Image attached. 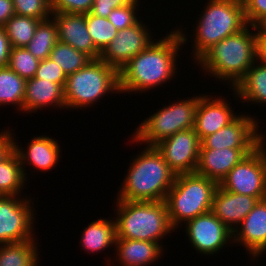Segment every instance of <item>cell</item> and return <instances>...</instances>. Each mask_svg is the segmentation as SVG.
Instances as JSON below:
<instances>
[{
    "label": "cell",
    "mask_w": 266,
    "mask_h": 266,
    "mask_svg": "<svg viewBox=\"0 0 266 266\" xmlns=\"http://www.w3.org/2000/svg\"><path fill=\"white\" fill-rule=\"evenodd\" d=\"M26 182L20 158L17 152L13 150L0 162V196H22L21 192L24 190Z\"/></svg>",
    "instance_id": "cell-26"
},
{
    "label": "cell",
    "mask_w": 266,
    "mask_h": 266,
    "mask_svg": "<svg viewBox=\"0 0 266 266\" xmlns=\"http://www.w3.org/2000/svg\"><path fill=\"white\" fill-rule=\"evenodd\" d=\"M57 40L84 52L91 59H99L101 52L94 46L87 29L85 14L53 13Z\"/></svg>",
    "instance_id": "cell-17"
},
{
    "label": "cell",
    "mask_w": 266,
    "mask_h": 266,
    "mask_svg": "<svg viewBox=\"0 0 266 266\" xmlns=\"http://www.w3.org/2000/svg\"><path fill=\"white\" fill-rule=\"evenodd\" d=\"M11 48L5 28L0 26V68L7 67Z\"/></svg>",
    "instance_id": "cell-40"
},
{
    "label": "cell",
    "mask_w": 266,
    "mask_h": 266,
    "mask_svg": "<svg viewBox=\"0 0 266 266\" xmlns=\"http://www.w3.org/2000/svg\"><path fill=\"white\" fill-rule=\"evenodd\" d=\"M26 81L8 66L0 68V106L14 105L23 113Z\"/></svg>",
    "instance_id": "cell-27"
},
{
    "label": "cell",
    "mask_w": 266,
    "mask_h": 266,
    "mask_svg": "<svg viewBox=\"0 0 266 266\" xmlns=\"http://www.w3.org/2000/svg\"><path fill=\"white\" fill-rule=\"evenodd\" d=\"M39 63L26 47H12L7 66L27 80L35 76Z\"/></svg>",
    "instance_id": "cell-32"
},
{
    "label": "cell",
    "mask_w": 266,
    "mask_h": 266,
    "mask_svg": "<svg viewBox=\"0 0 266 266\" xmlns=\"http://www.w3.org/2000/svg\"><path fill=\"white\" fill-rule=\"evenodd\" d=\"M233 90L234 98L243 103L266 106V65L256 61Z\"/></svg>",
    "instance_id": "cell-24"
},
{
    "label": "cell",
    "mask_w": 266,
    "mask_h": 266,
    "mask_svg": "<svg viewBox=\"0 0 266 266\" xmlns=\"http://www.w3.org/2000/svg\"><path fill=\"white\" fill-rule=\"evenodd\" d=\"M232 240L242 245L253 261L266 252V199L260 200L243 219Z\"/></svg>",
    "instance_id": "cell-16"
},
{
    "label": "cell",
    "mask_w": 266,
    "mask_h": 266,
    "mask_svg": "<svg viewBox=\"0 0 266 266\" xmlns=\"http://www.w3.org/2000/svg\"><path fill=\"white\" fill-rule=\"evenodd\" d=\"M140 0H135L133 3L127 4L123 7L113 9L108 15L107 19L119 30L128 28L136 24L141 17H138V8Z\"/></svg>",
    "instance_id": "cell-34"
},
{
    "label": "cell",
    "mask_w": 266,
    "mask_h": 266,
    "mask_svg": "<svg viewBox=\"0 0 266 266\" xmlns=\"http://www.w3.org/2000/svg\"><path fill=\"white\" fill-rule=\"evenodd\" d=\"M110 93L120 94L118 72L100 58L92 59L67 76L64 86L66 110L92 107Z\"/></svg>",
    "instance_id": "cell-7"
},
{
    "label": "cell",
    "mask_w": 266,
    "mask_h": 266,
    "mask_svg": "<svg viewBox=\"0 0 266 266\" xmlns=\"http://www.w3.org/2000/svg\"><path fill=\"white\" fill-rule=\"evenodd\" d=\"M200 146L194 128L177 132L154 145L176 175L196 171Z\"/></svg>",
    "instance_id": "cell-14"
},
{
    "label": "cell",
    "mask_w": 266,
    "mask_h": 266,
    "mask_svg": "<svg viewBox=\"0 0 266 266\" xmlns=\"http://www.w3.org/2000/svg\"><path fill=\"white\" fill-rule=\"evenodd\" d=\"M129 163L127 175L115 199L125 201H165L176 174L154 146H146Z\"/></svg>",
    "instance_id": "cell-3"
},
{
    "label": "cell",
    "mask_w": 266,
    "mask_h": 266,
    "mask_svg": "<svg viewBox=\"0 0 266 266\" xmlns=\"http://www.w3.org/2000/svg\"><path fill=\"white\" fill-rule=\"evenodd\" d=\"M135 0H94L89 13L107 18L113 9L133 3Z\"/></svg>",
    "instance_id": "cell-38"
},
{
    "label": "cell",
    "mask_w": 266,
    "mask_h": 266,
    "mask_svg": "<svg viewBox=\"0 0 266 266\" xmlns=\"http://www.w3.org/2000/svg\"><path fill=\"white\" fill-rule=\"evenodd\" d=\"M57 27L52 18L41 21L26 49L37 59L49 58L57 42Z\"/></svg>",
    "instance_id": "cell-28"
},
{
    "label": "cell",
    "mask_w": 266,
    "mask_h": 266,
    "mask_svg": "<svg viewBox=\"0 0 266 266\" xmlns=\"http://www.w3.org/2000/svg\"><path fill=\"white\" fill-rule=\"evenodd\" d=\"M256 50L257 27L247 25L240 32L212 45L194 63L203 70L201 72L215 80L228 82L229 89H233L256 62Z\"/></svg>",
    "instance_id": "cell-2"
},
{
    "label": "cell",
    "mask_w": 266,
    "mask_h": 266,
    "mask_svg": "<svg viewBox=\"0 0 266 266\" xmlns=\"http://www.w3.org/2000/svg\"><path fill=\"white\" fill-rule=\"evenodd\" d=\"M258 202L256 197L229 192L218 186L211 212L234 232Z\"/></svg>",
    "instance_id": "cell-19"
},
{
    "label": "cell",
    "mask_w": 266,
    "mask_h": 266,
    "mask_svg": "<svg viewBox=\"0 0 266 266\" xmlns=\"http://www.w3.org/2000/svg\"><path fill=\"white\" fill-rule=\"evenodd\" d=\"M15 14L41 21L52 17V0H12Z\"/></svg>",
    "instance_id": "cell-33"
},
{
    "label": "cell",
    "mask_w": 266,
    "mask_h": 266,
    "mask_svg": "<svg viewBox=\"0 0 266 266\" xmlns=\"http://www.w3.org/2000/svg\"><path fill=\"white\" fill-rule=\"evenodd\" d=\"M49 58L61 67L67 76L83 68L92 60L84 52L78 51L72 46L60 41L56 42Z\"/></svg>",
    "instance_id": "cell-30"
},
{
    "label": "cell",
    "mask_w": 266,
    "mask_h": 266,
    "mask_svg": "<svg viewBox=\"0 0 266 266\" xmlns=\"http://www.w3.org/2000/svg\"><path fill=\"white\" fill-rule=\"evenodd\" d=\"M185 31L175 27L162 39L155 38L145 50L131 58L118 72L120 94H142L176 78V60L188 41Z\"/></svg>",
    "instance_id": "cell-1"
},
{
    "label": "cell",
    "mask_w": 266,
    "mask_h": 266,
    "mask_svg": "<svg viewBox=\"0 0 266 266\" xmlns=\"http://www.w3.org/2000/svg\"><path fill=\"white\" fill-rule=\"evenodd\" d=\"M10 128L4 129L0 132V162H2L13 150L14 141L16 140L14 132Z\"/></svg>",
    "instance_id": "cell-39"
},
{
    "label": "cell",
    "mask_w": 266,
    "mask_h": 266,
    "mask_svg": "<svg viewBox=\"0 0 266 266\" xmlns=\"http://www.w3.org/2000/svg\"><path fill=\"white\" fill-rule=\"evenodd\" d=\"M183 225H186L184 227L186 228V237L192 244L191 247L201 255L214 256L227 244L233 243L231 242L233 241L231 240L233 232L211 211L201 214Z\"/></svg>",
    "instance_id": "cell-12"
},
{
    "label": "cell",
    "mask_w": 266,
    "mask_h": 266,
    "mask_svg": "<svg viewBox=\"0 0 266 266\" xmlns=\"http://www.w3.org/2000/svg\"><path fill=\"white\" fill-rule=\"evenodd\" d=\"M44 107L65 109L64 87L45 79L35 77L27 79L23 113H34L43 110Z\"/></svg>",
    "instance_id": "cell-22"
},
{
    "label": "cell",
    "mask_w": 266,
    "mask_h": 266,
    "mask_svg": "<svg viewBox=\"0 0 266 266\" xmlns=\"http://www.w3.org/2000/svg\"><path fill=\"white\" fill-rule=\"evenodd\" d=\"M36 243L37 237L0 245V266H39L40 252Z\"/></svg>",
    "instance_id": "cell-25"
},
{
    "label": "cell",
    "mask_w": 266,
    "mask_h": 266,
    "mask_svg": "<svg viewBox=\"0 0 266 266\" xmlns=\"http://www.w3.org/2000/svg\"><path fill=\"white\" fill-rule=\"evenodd\" d=\"M266 140L242 159L219 186L229 192L266 199Z\"/></svg>",
    "instance_id": "cell-9"
},
{
    "label": "cell",
    "mask_w": 266,
    "mask_h": 266,
    "mask_svg": "<svg viewBox=\"0 0 266 266\" xmlns=\"http://www.w3.org/2000/svg\"><path fill=\"white\" fill-rule=\"evenodd\" d=\"M195 30L192 58L196 61L212 45L232 36L247 26L242 0H209Z\"/></svg>",
    "instance_id": "cell-5"
},
{
    "label": "cell",
    "mask_w": 266,
    "mask_h": 266,
    "mask_svg": "<svg viewBox=\"0 0 266 266\" xmlns=\"http://www.w3.org/2000/svg\"><path fill=\"white\" fill-rule=\"evenodd\" d=\"M116 201V238L163 245L160 240L175 231L170 224L165 201Z\"/></svg>",
    "instance_id": "cell-4"
},
{
    "label": "cell",
    "mask_w": 266,
    "mask_h": 266,
    "mask_svg": "<svg viewBox=\"0 0 266 266\" xmlns=\"http://www.w3.org/2000/svg\"><path fill=\"white\" fill-rule=\"evenodd\" d=\"M219 184L196 172L176 175L165 199L170 224L174 230L189 220L211 211Z\"/></svg>",
    "instance_id": "cell-6"
},
{
    "label": "cell",
    "mask_w": 266,
    "mask_h": 266,
    "mask_svg": "<svg viewBox=\"0 0 266 266\" xmlns=\"http://www.w3.org/2000/svg\"><path fill=\"white\" fill-rule=\"evenodd\" d=\"M140 19L136 24L119 30L100 54V59L119 72L131 58L145 50L154 40L151 28Z\"/></svg>",
    "instance_id": "cell-13"
},
{
    "label": "cell",
    "mask_w": 266,
    "mask_h": 266,
    "mask_svg": "<svg viewBox=\"0 0 266 266\" xmlns=\"http://www.w3.org/2000/svg\"><path fill=\"white\" fill-rule=\"evenodd\" d=\"M26 151L24 148L19 147L17 140L14 141V150L17 152L21 167L26 180L28 179L26 173V165H32L40 172H47L56 167L60 159V146L58 141L47 135L34 136L30 142H28Z\"/></svg>",
    "instance_id": "cell-18"
},
{
    "label": "cell",
    "mask_w": 266,
    "mask_h": 266,
    "mask_svg": "<svg viewBox=\"0 0 266 266\" xmlns=\"http://www.w3.org/2000/svg\"><path fill=\"white\" fill-rule=\"evenodd\" d=\"M262 33L266 34V17L256 26Z\"/></svg>",
    "instance_id": "cell-43"
},
{
    "label": "cell",
    "mask_w": 266,
    "mask_h": 266,
    "mask_svg": "<svg viewBox=\"0 0 266 266\" xmlns=\"http://www.w3.org/2000/svg\"><path fill=\"white\" fill-rule=\"evenodd\" d=\"M254 149H200L196 173L218 184Z\"/></svg>",
    "instance_id": "cell-20"
},
{
    "label": "cell",
    "mask_w": 266,
    "mask_h": 266,
    "mask_svg": "<svg viewBox=\"0 0 266 266\" xmlns=\"http://www.w3.org/2000/svg\"><path fill=\"white\" fill-rule=\"evenodd\" d=\"M13 15H15L13 1L0 0V26H4Z\"/></svg>",
    "instance_id": "cell-42"
},
{
    "label": "cell",
    "mask_w": 266,
    "mask_h": 266,
    "mask_svg": "<svg viewBox=\"0 0 266 266\" xmlns=\"http://www.w3.org/2000/svg\"><path fill=\"white\" fill-rule=\"evenodd\" d=\"M247 25L257 26L266 17V0H242Z\"/></svg>",
    "instance_id": "cell-37"
},
{
    "label": "cell",
    "mask_w": 266,
    "mask_h": 266,
    "mask_svg": "<svg viewBox=\"0 0 266 266\" xmlns=\"http://www.w3.org/2000/svg\"><path fill=\"white\" fill-rule=\"evenodd\" d=\"M32 200L16 195L0 196V245L37 237L34 232L36 214Z\"/></svg>",
    "instance_id": "cell-10"
},
{
    "label": "cell",
    "mask_w": 266,
    "mask_h": 266,
    "mask_svg": "<svg viewBox=\"0 0 266 266\" xmlns=\"http://www.w3.org/2000/svg\"><path fill=\"white\" fill-rule=\"evenodd\" d=\"M88 32L94 46L102 52L104 48L113 40L118 30L105 17L95 16L91 13L85 14Z\"/></svg>",
    "instance_id": "cell-31"
},
{
    "label": "cell",
    "mask_w": 266,
    "mask_h": 266,
    "mask_svg": "<svg viewBox=\"0 0 266 266\" xmlns=\"http://www.w3.org/2000/svg\"><path fill=\"white\" fill-rule=\"evenodd\" d=\"M256 61L266 65V34L257 28Z\"/></svg>",
    "instance_id": "cell-41"
},
{
    "label": "cell",
    "mask_w": 266,
    "mask_h": 266,
    "mask_svg": "<svg viewBox=\"0 0 266 266\" xmlns=\"http://www.w3.org/2000/svg\"><path fill=\"white\" fill-rule=\"evenodd\" d=\"M40 19L13 15L4 25L11 47H25L33 38Z\"/></svg>",
    "instance_id": "cell-29"
},
{
    "label": "cell",
    "mask_w": 266,
    "mask_h": 266,
    "mask_svg": "<svg viewBox=\"0 0 266 266\" xmlns=\"http://www.w3.org/2000/svg\"><path fill=\"white\" fill-rule=\"evenodd\" d=\"M94 0H52L53 13L87 14Z\"/></svg>",
    "instance_id": "cell-36"
},
{
    "label": "cell",
    "mask_w": 266,
    "mask_h": 266,
    "mask_svg": "<svg viewBox=\"0 0 266 266\" xmlns=\"http://www.w3.org/2000/svg\"><path fill=\"white\" fill-rule=\"evenodd\" d=\"M34 77L49 80L53 83L61 84L64 87L67 75L54 61L50 58H46L44 60H40Z\"/></svg>",
    "instance_id": "cell-35"
},
{
    "label": "cell",
    "mask_w": 266,
    "mask_h": 266,
    "mask_svg": "<svg viewBox=\"0 0 266 266\" xmlns=\"http://www.w3.org/2000/svg\"><path fill=\"white\" fill-rule=\"evenodd\" d=\"M113 249L116 250V259L107 260L108 266L110 262H118L119 266H149L164 254V248L159 243L125 238H116Z\"/></svg>",
    "instance_id": "cell-21"
},
{
    "label": "cell",
    "mask_w": 266,
    "mask_h": 266,
    "mask_svg": "<svg viewBox=\"0 0 266 266\" xmlns=\"http://www.w3.org/2000/svg\"><path fill=\"white\" fill-rule=\"evenodd\" d=\"M259 127L254 116L239 114L230 124L205 137L200 149H256L266 137L258 132Z\"/></svg>",
    "instance_id": "cell-11"
},
{
    "label": "cell",
    "mask_w": 266,
    "mask_h": 266,
    "mask_svg": "<svg viewBox=\"0 0 266 266\" xmlns=\"http://www.w3.org/2000/svg\"><path fill=\"white\" fill-rule=\"evenodd\" d=\"M228 102L225 97L199 94L194 130L200 141L230 124L239 115L234 113Z\"/></svg>",
    "instance_id": "cell-15"
},
{
    "label": "cell",
    "mask_w": 266,
    "mask_h": 266,
    "mask_svg": "<svg viewBox=\"0 0 266 266\" xmlns=\"http://www.w3.org/2000/svg\"><path fill=\"white\" fill-rule=\"evenodd\" d=\"M199 96H192L157 109L134 129L132 143L154 146L173 134L194 128Z\"/></svg>",
    "instance_id": "cell-8"
},
{
    "label": "cell",
    "mask_w": 266,
    "mask_h": 266,
    "mask_svg": "<svg viewBox=\"0 0 266 266\" xmlns=\"http://www.w3.org/2000/svg\"><path fill=\"white\" fill-rule=\"evenodd\" d=\"M84 230V231H83ZM81 233L80 245L88 253H99L115 247L116 240V222L101 218L90 222ZM110 247V248H109Z\"/></svg>",
    "instance_id": "cell-23"
}]
</instances>
